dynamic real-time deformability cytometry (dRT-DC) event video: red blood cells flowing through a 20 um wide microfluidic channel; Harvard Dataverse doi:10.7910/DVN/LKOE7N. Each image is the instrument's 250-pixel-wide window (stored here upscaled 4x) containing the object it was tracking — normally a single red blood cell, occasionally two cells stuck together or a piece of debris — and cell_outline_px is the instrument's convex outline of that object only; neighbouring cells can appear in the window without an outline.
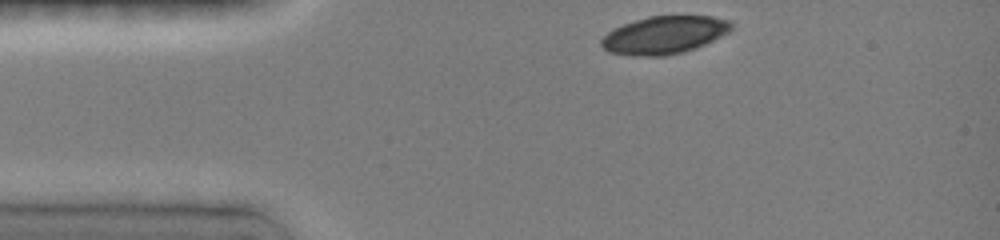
{"species": "common noctule bat (a hibernating species)", "species_latin": "Nyctalus noctula", "temperature_condition": "room temperature", "stored_images_in_passage": 8, "camera_frame_rate_fps": 3000, "um_per_image_px": 0.085, "animal": {"sex": "female", "body_mass_g": 19.0, "forearm_length_mm": 51.5}, "frame": {"image": 1, "passage_image": 1, "time_ms": 0.0, "image_size_px": [1000, 240], "cell_outline_px": [[732, 28], [728, 32], [704, 44], [680, 52], [664, 56], [648, 56], [608, 52], [600, 44], [600, 40], [612, 28], [648, 16], [712, 16], [728, 20], [732, 24]], "centroid_in_image_um": [56.43, 2.96], "position_along_channel_um": 28.6, "area_um2": 28.09}}